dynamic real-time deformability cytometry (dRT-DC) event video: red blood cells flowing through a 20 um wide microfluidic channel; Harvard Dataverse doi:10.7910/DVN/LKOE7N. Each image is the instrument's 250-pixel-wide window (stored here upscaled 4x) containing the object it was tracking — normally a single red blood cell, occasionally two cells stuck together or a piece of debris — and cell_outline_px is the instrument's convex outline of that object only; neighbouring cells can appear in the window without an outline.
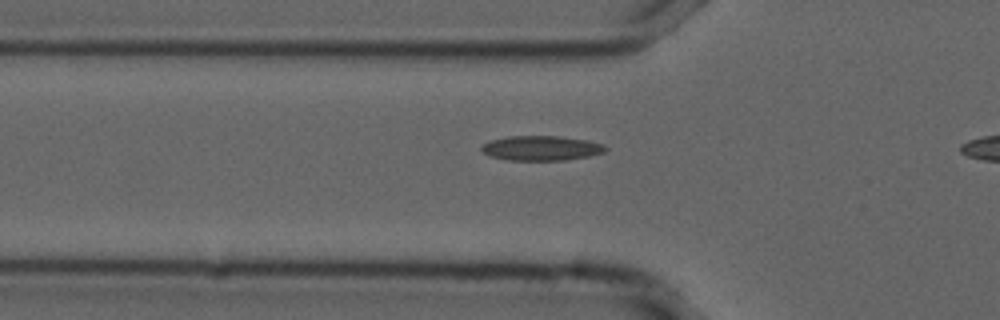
{"species": "common noctule bat (a hibernating species)", "species_latin": "Nyctalus noctula", "temperature_condition": "cold", "stored_images_in_passage": 14, "camera_frame_rate_fps": 3000, "um_per_image_px": 0.085, "animal": {"sex": "male", "forearm_length_mm": 52.5}, "frame": {"image": 1, "passage_image": 12, "time_ms": 3.667, "image_size_px": [1000, 320], "cell_outline_px": [[608, 148], [604, 152], [588, 156], [568, 160], [508, 160], [492, 156], [484, 152], [480, 148], [484, 144], [492, 140], [508, 136], [560, 136], [588, 140], [604, 144]], "centroid_in_image_um": [46.06, 12.59], "position_along_channel_um": 79.7, "area_um2": 17.8}}